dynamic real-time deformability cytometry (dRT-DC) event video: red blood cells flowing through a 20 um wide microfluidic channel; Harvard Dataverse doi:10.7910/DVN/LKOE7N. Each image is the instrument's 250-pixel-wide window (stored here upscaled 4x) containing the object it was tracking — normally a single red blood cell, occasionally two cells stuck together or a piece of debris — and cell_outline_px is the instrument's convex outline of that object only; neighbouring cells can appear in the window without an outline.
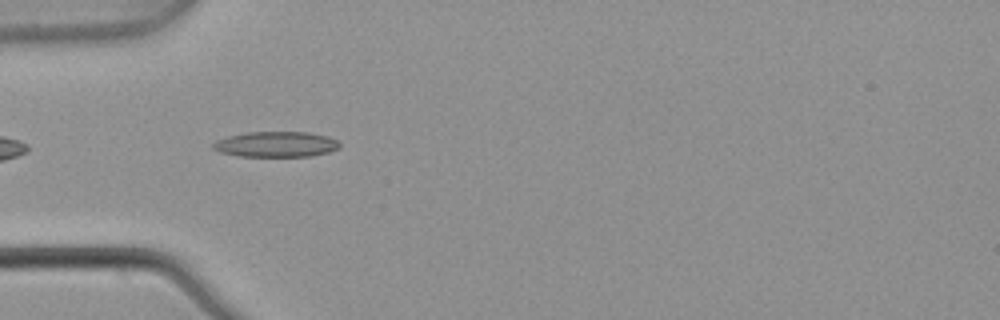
{"species": "common noctule bat (a hibernating species)", "species_latin": "Nyctalus noctula", "temperature_condition": "warm", "stored_images_in_passage": 7, "camera_frame_rate_fps": 3000, "um_per_image_px": 0.085, "animal": {"sex": "male", "body_mass_g": 21.5, "forearm_length_mm": 52.0}, "frame": {"image": 1, "passage_image": 4, "time_ms": 1.0, "image_size_px": [1000, 320], "cell_outline_px": [[340, 148], [328, 152], [312, 156], [240, 156], [220, 152], [212, 148], [212, 144], [216, 140], [228, 136], [248, 132], [308, 132], [328, 136], [336, 140], [340, 144]], "centroid_in_image_um": [23.47, 12.26], "position_along_channel_um": 61.5, "area_um2": 18.79}}
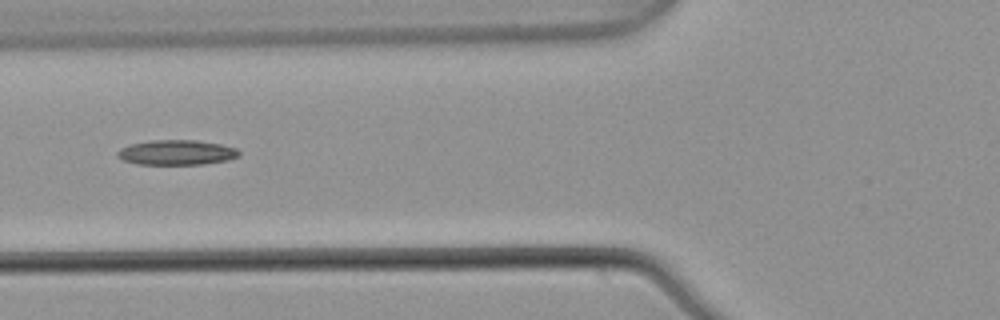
{"frame": {"image": 2, "passage_image": 5, "time_ms": 1.333, "image_size_px": [1000, 320], "cell_outline_px": [[240, 156], [228, 160], [200, 164], [136, 164], [124, 160], [116, 156], [116, 152], [120, 148], [132, 144], [148, 140], [196, 140], [220, 144], [236, 148], [240, 152]], "centroid_in_image_um": [15.0, 12.95], "position_along_channel_um": 110.8, "area_um2": 17.69}}
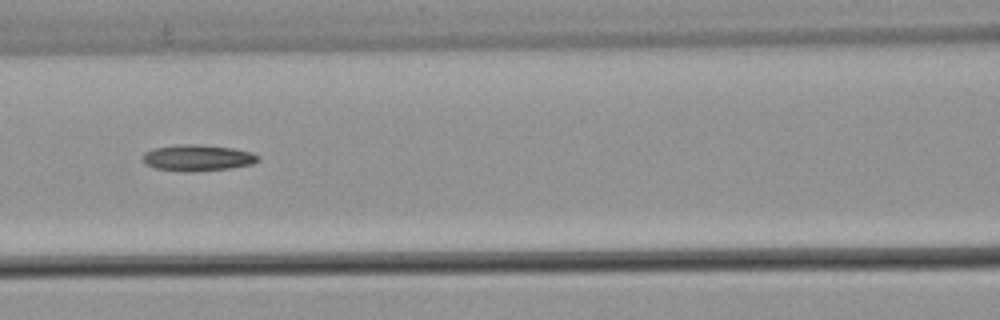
{"frame": {"image": 3, "passage_image": 6, "time_ms": 1.667, "image_size_px": [1000, 320], "cell_outline_px": [[260, 160], [252, 164], [228, 168], [192, 172], [184, 172], [156, 168], [144, 164], [140, 156], [144, 152], [152, 148], [176, 144], [200, 144], [232, 148], [252, 152], [260, 156]], "centroid_in_image_um": [16.74, 13.4], "position_along_channel_um": 149.9, "area_um2": 17.98}}